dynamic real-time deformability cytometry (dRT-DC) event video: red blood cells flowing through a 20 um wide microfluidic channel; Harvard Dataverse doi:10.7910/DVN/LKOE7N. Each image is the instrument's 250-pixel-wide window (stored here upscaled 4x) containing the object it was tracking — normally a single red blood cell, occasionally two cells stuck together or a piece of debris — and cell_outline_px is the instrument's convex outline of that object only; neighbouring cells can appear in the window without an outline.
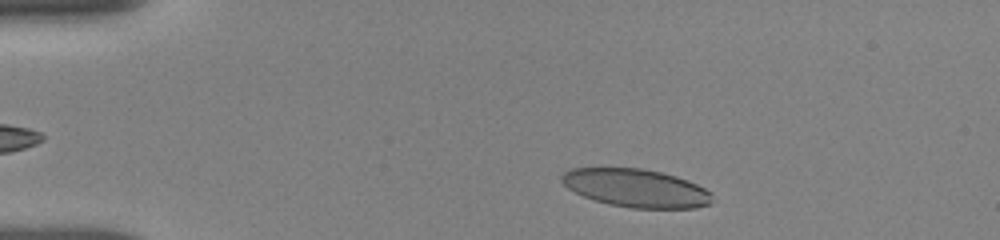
{"species": "human", "species_latin": "Homo sapiens", "temperature_condition": "room temperature", "stored_images_in_passage": 24, "camera_frame_rate_fps": 3000, "um_per_image_px": 0.085, "donor": {"sex": "female"}, "frame": {"image": 1, "passage_image": 2, "time_ms": 1.0, "image_size_px": [1000, 240], "cell_outline_px": [[712, 192], [708, 204], [696, 208], [632, 208], [608, 204], [584, 196], [568, 188], [560, 180], [560, 176], [564, 172], [572, 168], [640, 168], [660, 172], [676, 176], [696, 184]], "centroid_in_image_um": [54.04, 15.98], "position_along_channel_um": 31.0, "area_um2": 33.18}}
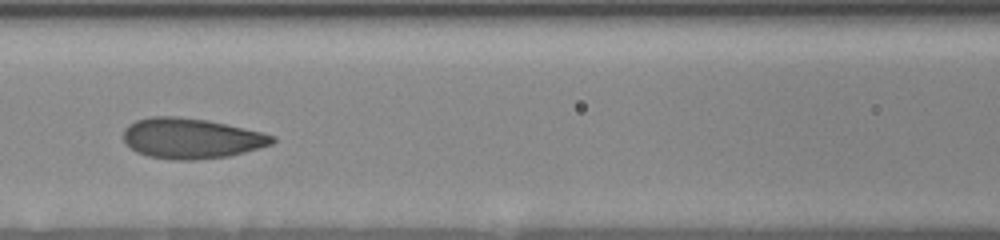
{"frame": {"image": 2, "passage_image": 15, "time_ms": 5.667, "image_size_px": [1000, 240], "cell_outline_px": [[276, 140], [272, 144], [244, 152], [228, 156], [196, 160], [172, 160], [148, 156], [136, 152], [124, 144], [124, 128], [128, 124], [136, 120], [152, 116], [176, 116], [208, 120], [260, 132], [276, 136]], "centroid_in_image_um": [16.21, 11.76], "position_along_channel_um": 150.4, "area_um2": 35.14}}
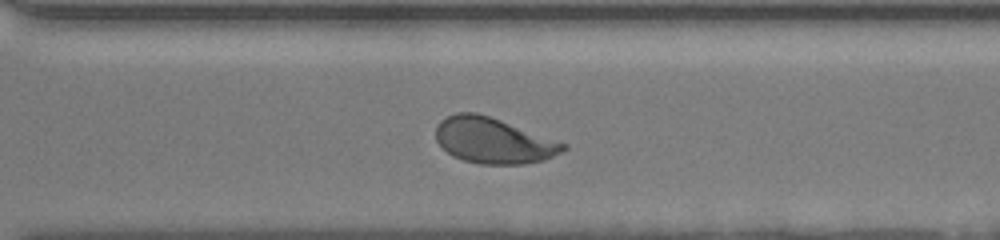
{"frame": {"image": 3, "passage_image": 24, "time_ms": 10.333, "image_size_px": [1000, 240], "cell_outline_px": [[568, 148], [544, 160], [524, 164], [480, 164], [464, 160], [452, 156], [436, 140], [436, 124], [440, 120], [456, 112], [476, 112], [500, 120], [568, 144]], "centroid_in_image_um": [41.92, 11.95], "position_along_channel_um": 328.7, "area_um2": 33.7}}